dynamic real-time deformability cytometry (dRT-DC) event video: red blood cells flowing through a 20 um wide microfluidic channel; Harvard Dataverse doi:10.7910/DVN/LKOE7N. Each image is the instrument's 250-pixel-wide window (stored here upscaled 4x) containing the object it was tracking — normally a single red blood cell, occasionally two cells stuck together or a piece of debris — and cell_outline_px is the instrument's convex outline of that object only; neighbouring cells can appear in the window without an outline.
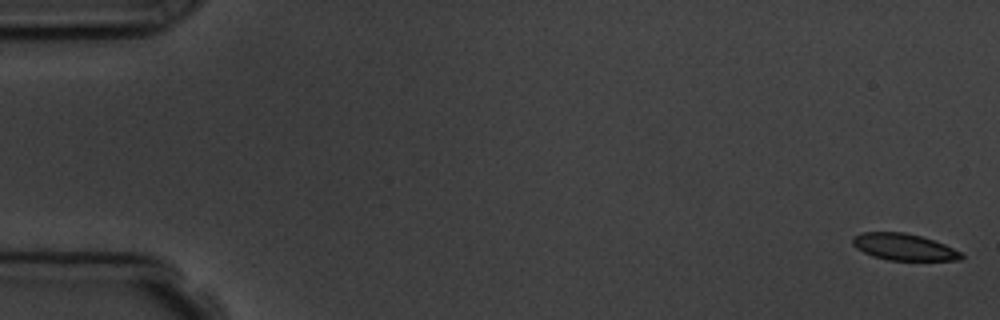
{"species": "common noctule bat (a hibernating species)", "species_latin": "Nyctalus noctula", "temperature_condition": "room temperature", "stored_images_in_passage": 6, "camera_frame_rate_fps": 3000, "um_per_image_px": 0.085, "animal": {"sex": "male", "body_mass_g": 19.5, "forearm_length_mm": 54.6}, "frame": {"image": 1, "passage_image": 1, "time_ms": 0.0, "image_size_px": [1000, 320], "cell_outline_px": [[964, 256], [960, 260], [888, 260], [872, 256], [856, 248], [852, 244], [852, 236], [860, 232], [904, 232], [920, 236], [944, 244], [960, 252]], "centroid_in_image_um": [76.77, 20.99], "position_along_channel_um": 8.2, "area_um2": 16.82}}
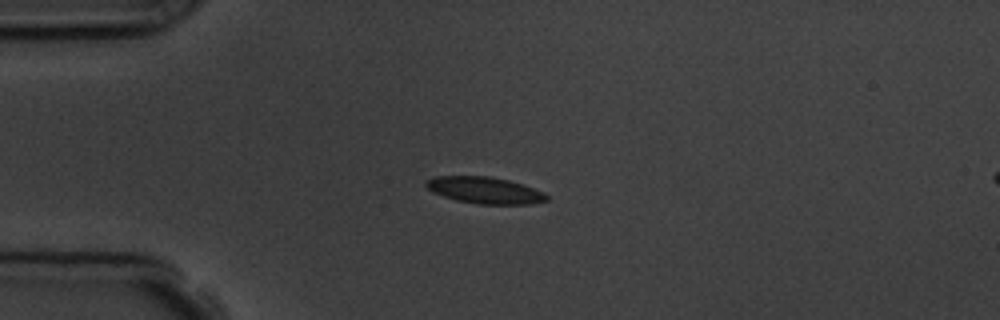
{"frame": {"image": 2, "passage_image": 4, "time_ms": 4.333, "image_size_px": [1000, 320], "cell_outline_px": [[548, 200], [532, 204], [480, 204], [456, 200], [432, 192], [424, 184], [424, 180], [436, 176], [488, 176], [508, 180], [544, 192], [548, 196]], "centroid_in_image_um": [41.18, 16.17], "position_along_channel_um": 43.8, "area_um2": 18.61}}